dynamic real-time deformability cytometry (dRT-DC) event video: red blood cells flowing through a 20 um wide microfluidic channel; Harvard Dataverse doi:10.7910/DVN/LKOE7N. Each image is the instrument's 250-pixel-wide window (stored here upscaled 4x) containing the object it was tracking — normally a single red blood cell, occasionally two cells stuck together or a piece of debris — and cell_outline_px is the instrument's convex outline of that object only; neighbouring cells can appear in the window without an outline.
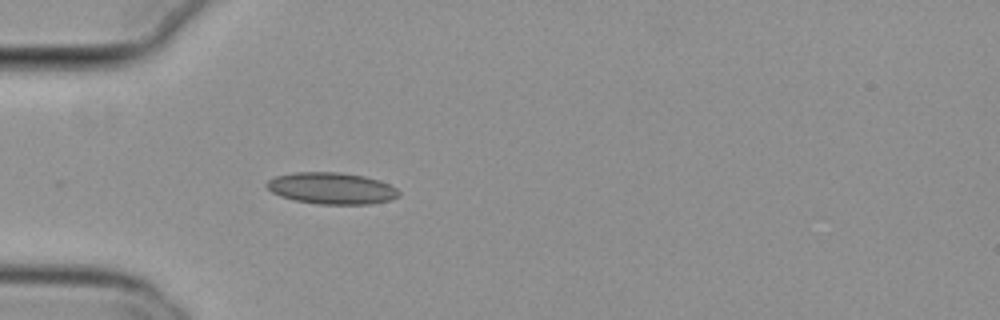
{"species": "common noctule bat (a hibernating species)", "species_latin": "Nyctalus noctula", "temperature_condition": "cold", "stored_images_in_passage": 39, "camera_frame_rate_fps": 3000, "um_per_image_px": 0.085, "animal": {"sex": "female", "body_mass_g": 29.2, "forearm_length_mm": 56.3}, "frame": {"image": 1, "passage_image": 1, "time_ms": 0.0, "image_size_px": [1000, 320], "cell_outline_px": [[400, 196], [392, 200], [368, 204], [316, 204], [296, 200], [280, 196], [272, 192], [264, 184], [268, 180], [276, 176], [292, 172], [340, 172], [364, 176], [380, 180], [396, 188], [400, 192]], "centroid_in_image_um": [28.2, 16.0], "position_along_channel_um": 56.8, "area_um2": 24.45}}
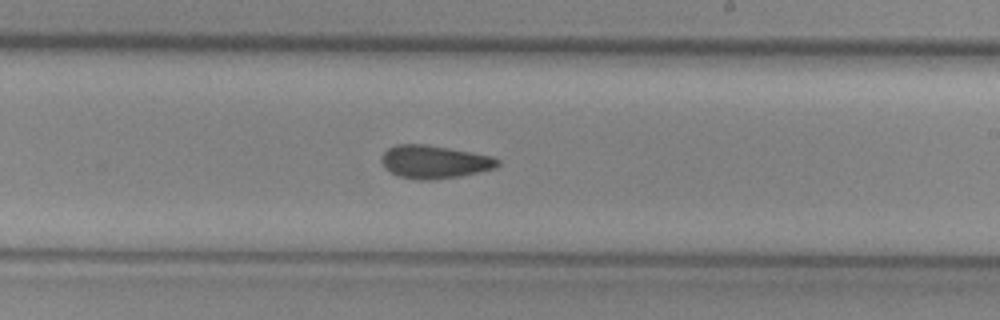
{"frame": {"image": 2, "passage_image": 17, "time_ms": 5.333, "image_size_px": [1000, 320], "cell_outline_px": [[500, 164], [496, 168], [464, 176], [432, 180], [420, 180], [396, 176], [384, 168], [380, 160], [380, 156], [388, 148], [396, 144], [424, 144], [448, 148], [492, 156], [500, 160]], "centroid_in_image_um": [36.9, 13.77], "position_along_channel_um": 252.1, "area_um2": 22.72}}
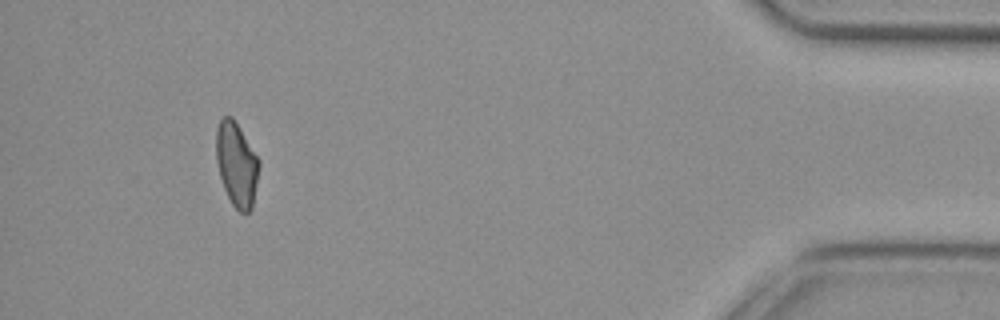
{"frame": {"image": 3, "passage_image": 35, "time_ms": 11.333, "image_size_px": [1000, 320], "cell_outline_px": [[260, 164], [252, 208], [248, 212], [240, 212], [232, 204], [224, 188], [220, 176], [216, 160], [216, 128], [220, 120], [224, 116], [232, 116], [260, 160]], "centroid_in_image_um": [20.11, 13.95], "position_along_channel_um": 415.1, "area_um2": 20.92}, "authors_computed_cell_mechanics": {"area_um2": 21.9062, "velocity_mm_per_s": 3.7982, "shape_relaxation_time_tau1_ms": null, "shape_relaxation_time_tau2_ms": 3.8063, "deformation_change_tau1": null, "deformation_change_tau2": 0.0894}}